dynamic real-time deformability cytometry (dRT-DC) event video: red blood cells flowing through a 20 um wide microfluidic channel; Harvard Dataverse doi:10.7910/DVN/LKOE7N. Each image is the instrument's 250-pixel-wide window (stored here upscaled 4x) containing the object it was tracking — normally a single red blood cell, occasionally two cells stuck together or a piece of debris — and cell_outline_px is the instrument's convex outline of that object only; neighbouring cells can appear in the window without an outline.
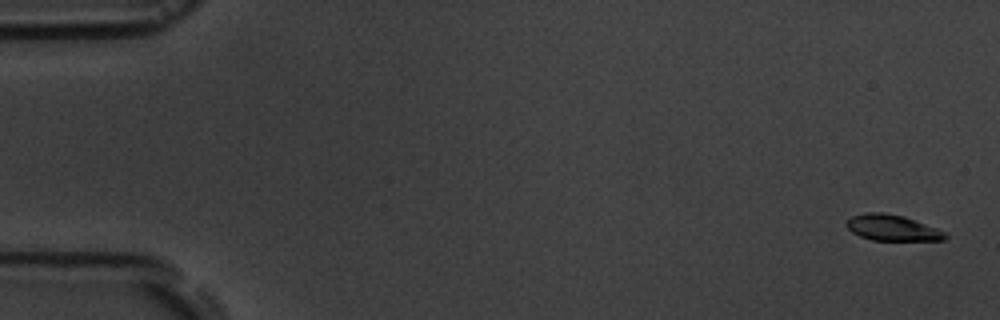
{"species": "common noctule bat (a hibernating species)", "species_latin": "Nyctalus noctula", "temperature_condition": "room temperature", "stored_images_in_passage": 17, "camera_frame_rate_fps": 3000, "um_per_image_px": 0.085, "animal": {"sex": "male", "body_mass_g": 19.5, "forearm_length_mm": 54.6}, "frame": {"image": 1, "passage_image": 1, "time_ms": 0.0, "image_size_px": [1000, 320], "cell_outline_px": [[948, 236], [944, 240], [872, 240], [860, 236], [852, 232], [844, 224], [852, 216], [868, 212], [884, 212], [904, 216], [936, 228], [944, 232]], "centroid_in_image_um": [75.82, 19.36], "position_along_channel_um": 9.2, "area_um2": 14.8}}
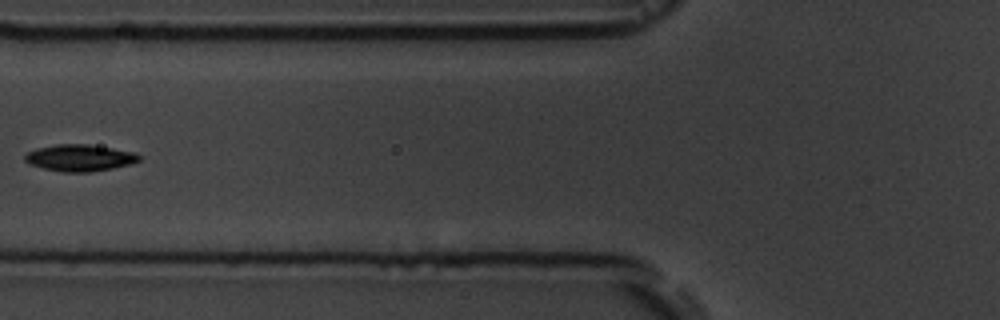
{"frame": {"image": 2, "passage_image": 7, "time_ms": 7.0, "image_size_px": [1000, 320], "cell_outline_px": [[140, 160], [132, 164], [112, 168], [88, 172], [60, 172], [28, 164], [24, 160], [24, 156], [28, 152], [36, 148], [56, 144], [88, 144], [136, 152], [140, 156]], "centroid_in_image_um": [6.77, 13.41], "position_along_channel_um": 119.0, "area_um2": 17.86}}
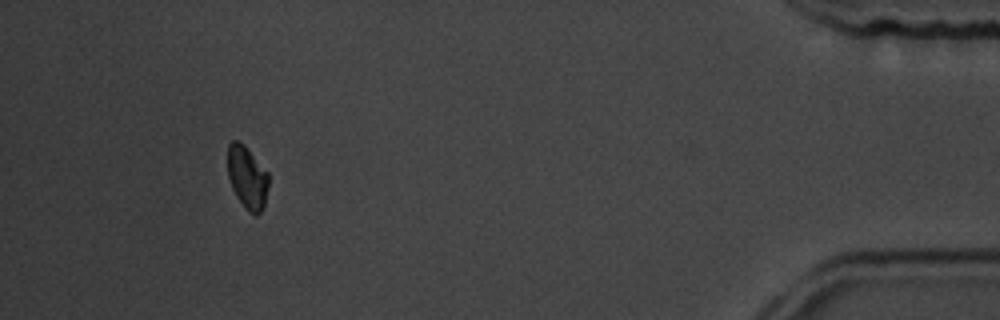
{"frame": {"image": 3, "passage_image": 16, "time_ms": 17.0, "image_size_px": [1000, 320], "cell_outline_px": [[268, 188], [264, 204], [260, 212], [256, 216], [248, 212], [236, 196], [232, 188], [228, 176], [228, 144], [232, 140], [240, 140], [244, 144], [268, 172]], "centroid_in_image_um": [21.01, 15.06], "position_along_channel_um": 414.2, "area_um2": 15.03}, "authors_computed_cell_mechanics": {"area_um2": 16.5308, "velocity_mm_per_s": 3.5968, "shape_relaxation_time_tau1_ms": 5.7911, "shape_relaxation_time_tau2_ms": 1.3768, "deformation_change_tau1": 0.1009, "deformation_change_tau2": 0.0381}}